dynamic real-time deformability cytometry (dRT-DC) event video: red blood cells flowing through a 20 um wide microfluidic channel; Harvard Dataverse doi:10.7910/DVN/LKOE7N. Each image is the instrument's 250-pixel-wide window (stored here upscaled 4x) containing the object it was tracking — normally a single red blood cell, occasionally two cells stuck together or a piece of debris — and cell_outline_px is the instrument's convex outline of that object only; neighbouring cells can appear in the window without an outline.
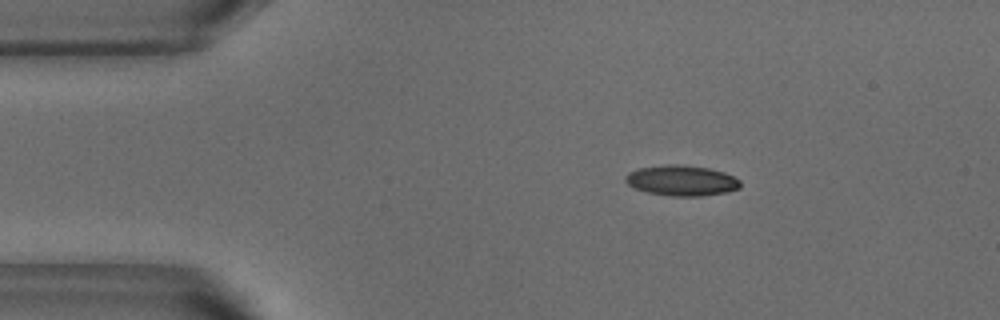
{"species": "common noctule bat (a hibernating species)", "species_latin": "Nyctalus noctula", "temperature_condition": "warm", "stored_images_in_passage": 44, "camera_frame_rate_fps": 3000, "um_per_image_px": 0.085, "animal": {"sex": "male", "body_mass_g": 18.8}, "frame": {"image": 1, "passage_image": 1, "time_ms": 0.0, "image_size_px": [1000, 320], "cell_outline_px": [[740, 188], [728, 192], [700, 196], [672, 196], [648, 192], [636, 188], [628, 184], [624, 180], [624, 176], [628, 172], [640, 168], [668, 164], [680, 164], [708, 168], [724, 172], [740, 180]], "centroid_in_image_um": [57.94, 15.34], "position_along_channel_um": 27.1, "area_um2": 20.35}}
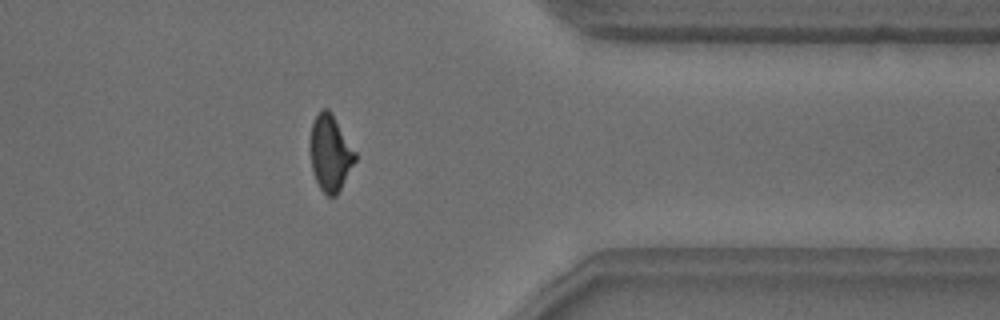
{"frame": {"image": 2, "passage_image": 34, "time_ms": 11.0, "image_size_px": [1000, 320], "cell_outline_px": [[356, 160], [336, 196], [328, 196], [320, 188], [316, 180], [312, 168], [312, 124], [316, 116], [324, 108], [328, 108], [332, 112], [356, 152]], "centroid_in_image_um": [28.11, 13.01], "position_along_channel_um": 383.3, "area_um2": 19.36}}
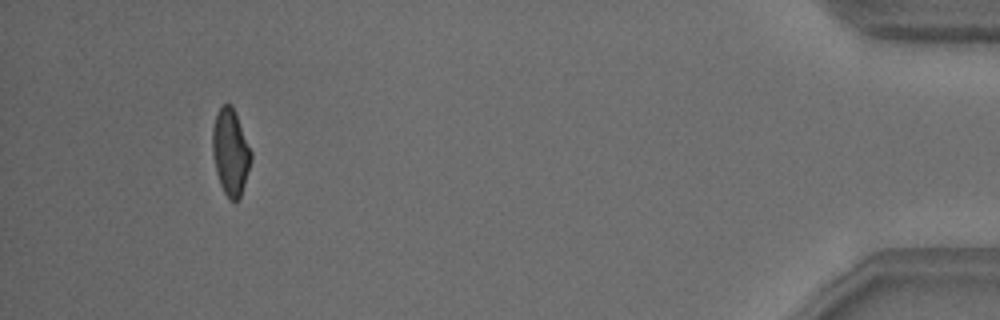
{"frame": {"image": 3, "passage_image": 41, "time_ms": 13.333, "image_size_px": [1000, 320], "cell_outline_px": [[252, 160], [240, 196], [236, 204], [228, 200], [220, 184], [216, 172], [212, 152], [212, 128], [216, 116], [220, 108], [224, 104], [232, 104], [252, 152]], "centroid_in_image_um": [19.59, 12.96], "position_along_channel_um": 415.6, "area_um2": 19.48}, "authors_computed_cell_mechanics": {"area_um2": 20.1433, "velocity_mm_per_s": 3.8403, "shape_relaxation_time_tau1_ms": 8.7444, "shape_relaxation_time_tau2_ms": 1.3677, "deformation_change_tau1": 0.2372, "deformation_change_tau2": 0.0745}}